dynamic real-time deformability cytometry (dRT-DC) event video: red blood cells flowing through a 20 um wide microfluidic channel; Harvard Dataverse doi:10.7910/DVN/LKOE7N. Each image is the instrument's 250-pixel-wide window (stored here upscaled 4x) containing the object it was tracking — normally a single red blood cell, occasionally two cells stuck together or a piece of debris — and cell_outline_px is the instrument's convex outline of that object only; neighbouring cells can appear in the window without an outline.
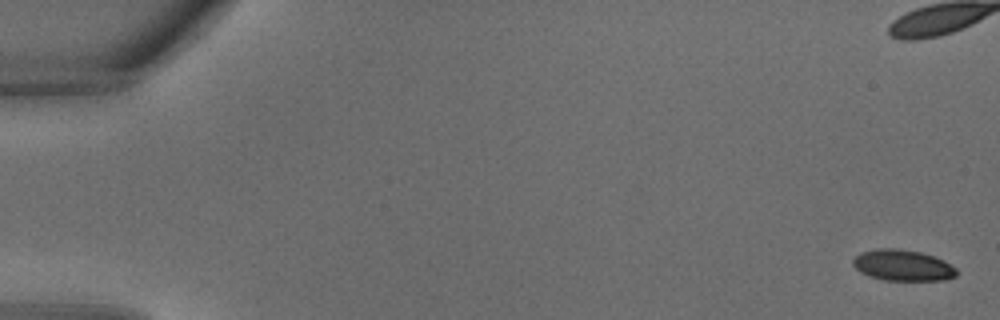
{"species": "common noctule bat (a hibernating species)", "species_latin": "Nyctalus noctula", "temperature_condition": "warm", "stored_images_in_passage": 35, "camera_frame_rate_fps": 3000, "um_per_image_px": 0.085, "animal": {"sex": "male", "body_mass_g": 18.8}, "frame": {"image": 1, "passage_image": 1, "time_ms": 0.0, "image_size_px": [1000, 320], "cell_outline_px": [[956, 276], [944, 280], [884, 280], [868, 276], [860, 272], [852, 264], [852, 260], [860, 252], [876, 248], [896, 248], [920, 252], [936, 256], [944, 260], [956, 268]], "centroid_in_image_um": [76.72, 22.54], "position_along_channel_um": 8.3, "area_um2": 18.9}}
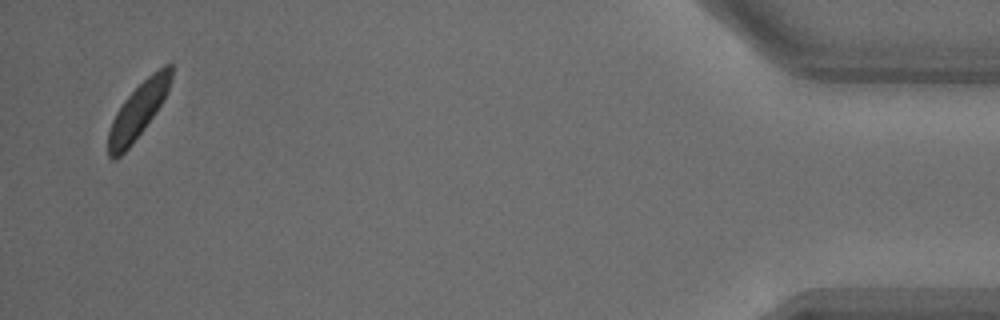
{"frame": {"image": 2, "passage_image": 35, "time_ms": 11.333, "image_size_px": [1000, 320], "cell_outline_px": [[172, 76], [168, 92], [164, 100], [156, 112], [132, 144], [116, 160], [112, 160], [108, 156], [108, 132], [112, 120], [116, 112], [124, 100], [152, 72], [164, 64], [172, 64]], "centroid_in_image_um": [11.74, 9.41], "position_along_channel_um": 423.5, "area_um2": 20.17}}